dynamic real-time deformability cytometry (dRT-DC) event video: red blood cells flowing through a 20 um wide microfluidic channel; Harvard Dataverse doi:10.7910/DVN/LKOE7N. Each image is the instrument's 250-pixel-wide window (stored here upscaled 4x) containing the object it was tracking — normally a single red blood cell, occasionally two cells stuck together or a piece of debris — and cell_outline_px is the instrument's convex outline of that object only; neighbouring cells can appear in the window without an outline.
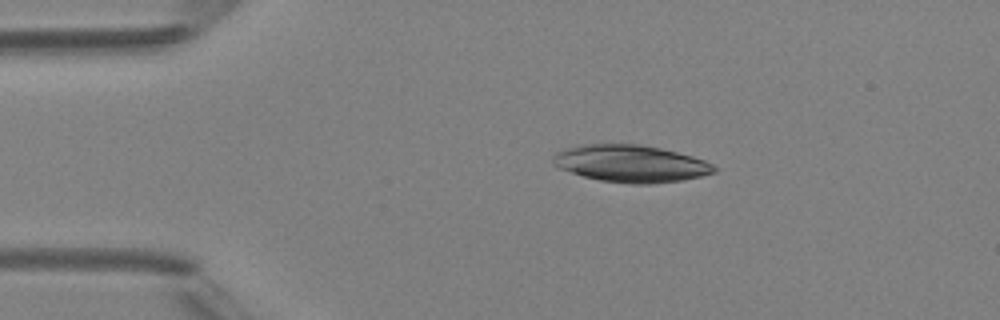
{"species": "Egyptian fruit bat (a non-hibernating species)", "species_latin": "Rousettus aegyptiacus", "temperature_condition": "room temperature", "stored_images_in_passage": 3, "camera_frame_rate_fps": 3000, "um_per_image_px": 0.085, "animal": {"sex": "female"}, "frame": {"image": 1, "passage_image": 2, "time_ms": 1.333, "image_size_px": [1000, 320], "cell_outline_px": [[720, 168], [716, 172], [700, 176], [680, 180], [648, 184], [632, 184], [600, 180], [584, 176], [560, 168], [552, 164], [552, 156], [556, 152], [564, 148], [580, 144], [640, 144], [660, 148], [692, 156], [704, 160]], "centroid_in_image_um": [53.6, 13.89], "position_along_channel_um": 31.4, "area_um2": 34.85}}